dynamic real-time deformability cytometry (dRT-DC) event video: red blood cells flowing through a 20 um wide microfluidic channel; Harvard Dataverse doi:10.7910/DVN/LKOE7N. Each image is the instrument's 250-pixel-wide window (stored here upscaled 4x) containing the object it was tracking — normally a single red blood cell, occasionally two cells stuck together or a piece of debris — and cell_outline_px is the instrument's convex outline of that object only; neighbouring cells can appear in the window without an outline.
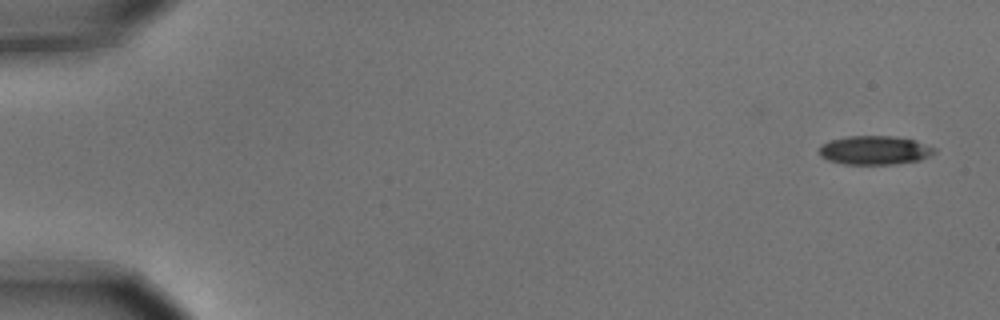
{"species": "common noctule bat (a hibernating species)", "species_latin": "Nyctalus noctula", "temperature_condition": "cold", "stored_images_in_passage": 2, "camera_frame_rate_fps": 3000, "um_per_image_px": 0.085, "animal": {"sex": "male", "body_mass_g": 15.6}, "frame": {"image": 1, "passage_image": 2, "time_ms": 0.333, "image_size_px": [1000, 320], "cell_outline_px": [[936, 152], [932, 156], [920, 160], [892, 164], [844, 164], [828, 160], [820, 156], [820, 144], [832, 140], [848, 136], [892, 136], [916, 140], [936, 148]], "centroid_in_image_um": [74.38, 12.77], "position_along_channel_um": 10.6, "area_um2": 19.42}}